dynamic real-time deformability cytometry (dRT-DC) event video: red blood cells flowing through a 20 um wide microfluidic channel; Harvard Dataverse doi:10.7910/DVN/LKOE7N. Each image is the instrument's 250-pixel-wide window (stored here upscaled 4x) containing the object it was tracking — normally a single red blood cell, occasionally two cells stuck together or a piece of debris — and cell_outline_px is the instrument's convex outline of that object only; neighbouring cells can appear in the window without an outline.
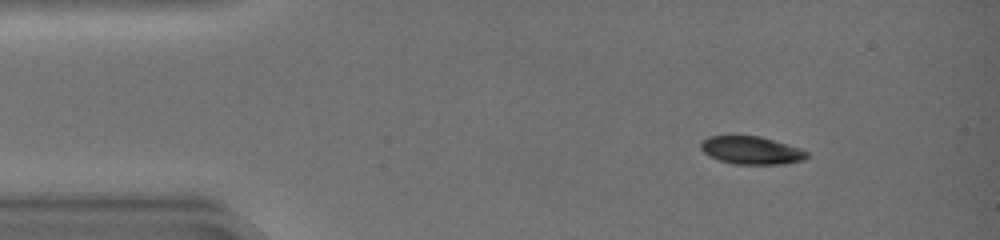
{"species": "common noctule bat (a hibernating species)", "species_latin": "Nyctalus noctula", "temperature_condition": "warm", "stored_images_in_passage": 44, "camera_frame_rate_fps": 3000, "um_per_image_px": 0.085, "animal": {"sex": "female", "body_mass_g": 19.0, "forearm_length_mm": 51.5}, "frame": {"image": 1, "passage_image": 6, "time_ms": 1.667, "image_size_px": [1000, 240], "cell_outline_px": [[808, 156], [804, 160], [784, 164], [736, 164], [720, 160], [708, 156], [700, 148], [700, 144], [708, 136], [760, 136], [800, 148], [808, 152]], "centroid_in_image_um": [63.87, 12.78], "position_along_channel_um": 21.1, "area_um2": 17.17}}
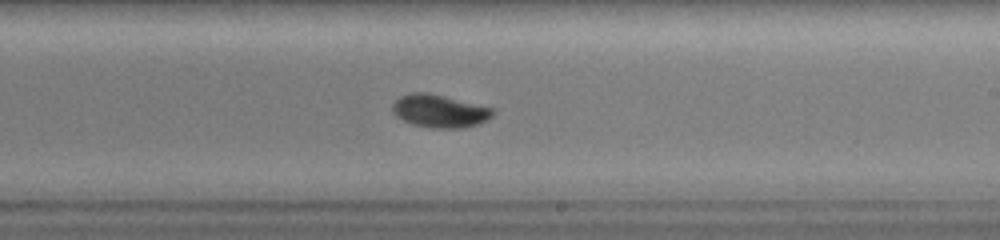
{"frame": {"image": 2, "passage_image": 27, "time_ms": 8.667, "image_size_px": [1000, 240], "cell_outline_px": [[496, 112], [492, 116], [476, 124], [464, 128], [432, 128], [412, 124], [396, 116], [392, 112], [392, 104], [400, 96], [412, 92], [428, 92], [496, 108]], "centroid_in_image_um": [37.37, 9.43], "position_along_channel_um": 251.6, "area_um2": 19.36}}
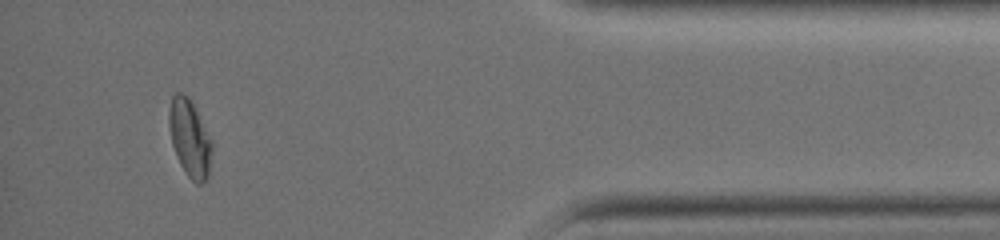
{"frame": {"image": 3, "passage_image": 41, "time_ms": 13.333, "image_size_px": [1000, 240], "cell_outline_px": [[212, 148], [208, 176], [200, 184], [196, 184], [188, 176], [180, 164], [176, 156], [172, 144], [168, 124], [168, 112], [172, 96], [176, 92], [180, 92], [188, 96], [192, 100], [212, 140]], "centroid_in_image_um": [16.12, 11.71], "position_along_channel_um": 419.1, "area_um2": 19.48}, "authors_computed_cell_mechanics": {"area_um2": 18.4093, "velocity_mm_per_s": 4.3671, "shape_relaxation_time_tau1_ms": 2.9819, "shape_relaxation_time_tau2_ms": null, "deformation_change_tau1": 0.1729, "deformation_change_tau2": null}}